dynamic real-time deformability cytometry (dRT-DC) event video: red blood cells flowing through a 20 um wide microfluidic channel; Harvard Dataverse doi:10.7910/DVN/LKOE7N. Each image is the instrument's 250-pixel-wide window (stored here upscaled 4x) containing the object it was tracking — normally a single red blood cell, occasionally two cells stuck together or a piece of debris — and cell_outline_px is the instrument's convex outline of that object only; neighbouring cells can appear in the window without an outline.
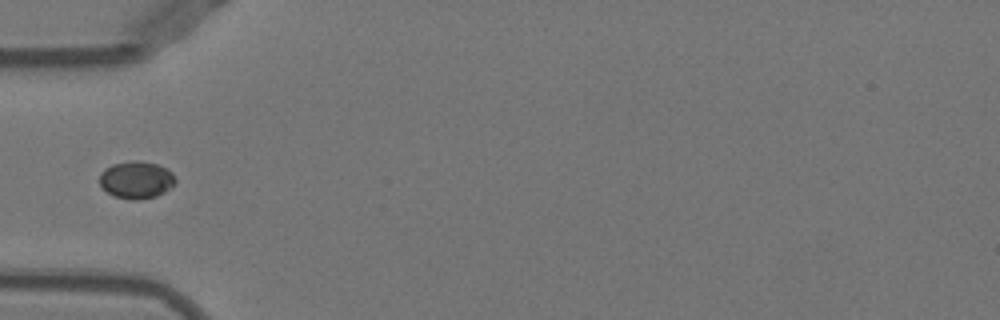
{"species": "Egyptian fruit bat (a non-hibernating species)", "species_latin": "Rousettus aegyptiacus", "temperature_condition": "warm", "stored_images_in_passage": 7, "camera_frame_rate_fps": 3000, "um_per_image_px": 0.085, "animal": {"sex": "female"}, "frame": {"image": 1, "passage_image": 1, "time_ms": 0.0, "image_size_px": [1000, 320], "cell_outline_px": [[176, 180], [164, 192], [156, 196], [136, 200], [112, 196], [100, 184], [100, 172], [104, 168], [112, 164], [132, 160], [136, 160], [156, 164], [168, 168], [172, 172]], "centroid_in_image_um": [11.57, 15.27], "position_along_channel_um": 73.4, "area_um2": 16.42}}